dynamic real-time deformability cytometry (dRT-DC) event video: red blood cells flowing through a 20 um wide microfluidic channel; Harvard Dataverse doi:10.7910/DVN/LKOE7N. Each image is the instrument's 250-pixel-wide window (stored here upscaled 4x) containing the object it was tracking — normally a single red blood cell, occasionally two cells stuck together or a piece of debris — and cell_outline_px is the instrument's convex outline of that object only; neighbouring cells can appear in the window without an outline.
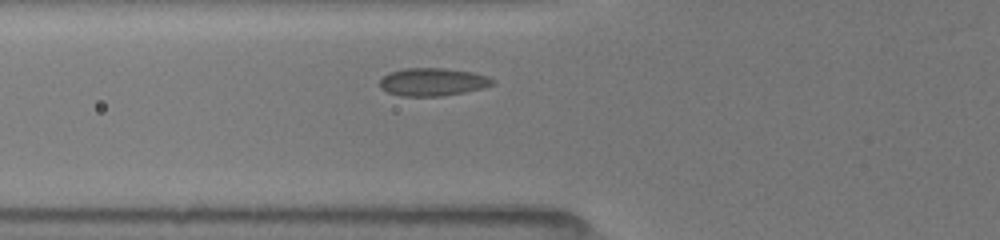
{"species": "common noctule bat (a hibernating species)", "species_latin": "Nyctalus noctula", "temperature_condition": "room temperature", "stored_images_in_passage": 15, "camera_frame_rate_fps": 3000, "um_per_image_px": 0.085, "animal": {"sex": "female", "body_mass_g": 19.5, "forearm_length_mm": 54.1}, "frame": {"image": 1, "passage_image": 2, "time_ms": 0.333, "image_size_px": [1000, 240], "cell_outline_px": [[496, 84], [464, 92], [440, 96], [400, 96], [388, 92], [380, 88], [380, 80], [388, 72], [404, 68], [444, 68], [472, 72], [488, 76], [496, 80]], "centroid_in_image_um": [36.78, 6.96], "position_along_channel_um": 89.0, "area_um2": 18.38}}
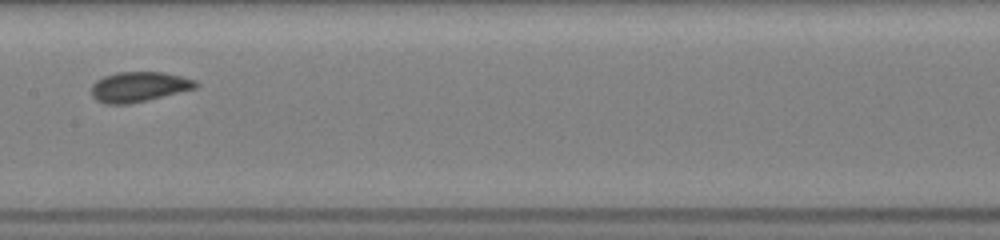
{"frame": {"image": 2, "passage_image": 7, "time_ms": 3.0, "image_size_px": [1000, 240], "cell_outline_px": [[200, 84], [196, 88], [148, 100], [128, 104], [108, 104], [96, 100], [92, 96], [92, 84], [96, 80], [104, 76], [116, 72], [164, 72], [196, 80]], "centroid_in_image_um": [11.81, 7.37], "position_along_channel_um": 195.6, "area_um2": 18.32}}
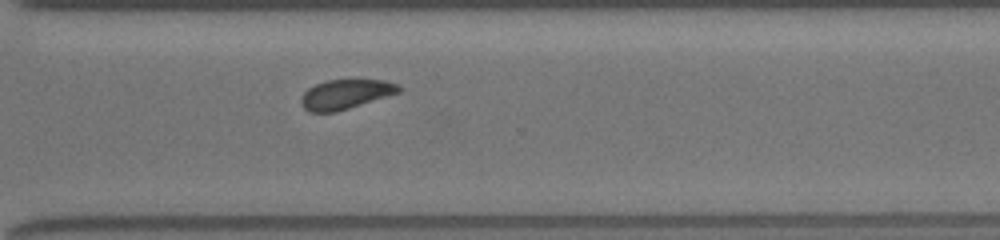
{"frame": {"image": 3, "passage_image": 15, "time_ms": 6.667, "image_size_px": [1000, 240], "cell_outline_px": [[404, 88], [400, 92], [336, 112], [312, 112], [304, 108], [300, 100], [304, 92], [308, 88], [316, 84], [328, 80], [356, 76], [384, 80], [400, 84]], "centroid_in_image_um": [29.45, 7.94], "position_along_channel_um": 341.2, "area_um2": 17.57}}